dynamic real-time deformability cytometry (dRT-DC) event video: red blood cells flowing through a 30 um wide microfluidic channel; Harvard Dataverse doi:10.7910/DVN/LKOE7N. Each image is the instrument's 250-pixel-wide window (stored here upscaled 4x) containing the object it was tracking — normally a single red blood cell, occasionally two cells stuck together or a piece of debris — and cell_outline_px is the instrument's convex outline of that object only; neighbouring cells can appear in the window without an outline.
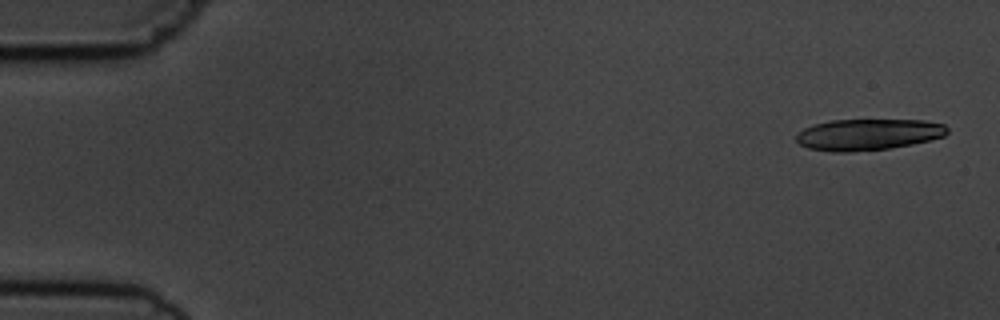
{"species": "common noctule bat (a hibernating species)", "species_latin": "Nyctalus noctula", "temperature_condition": "cold", "stored_images_in_passage": 5, "camera_frame_rate_fps": 3000, "um_per_image_px": 0.085, "animal": {"sex": "male", "body_mass_g": 19.5, "forearm_length_mm": 54.6}, "frame": {"image": 1, "passage_image": 1, "time_ms": 0.0, "image_size_px": [1000, 320], "cell_outline_px": [[948, 132], [944, 136], [912, 144], [892, 148], [852, 152], [832, 152], [808, 148], [800, 144], [796, 140], [796, 136], [804, 128], [828, 120], [924, 120], [944, 124], [948, 128]], "centroid_in_image_um": [73.8, 11.43], "position_along_channel_um": 11.2, "area_um2": 27.57}}
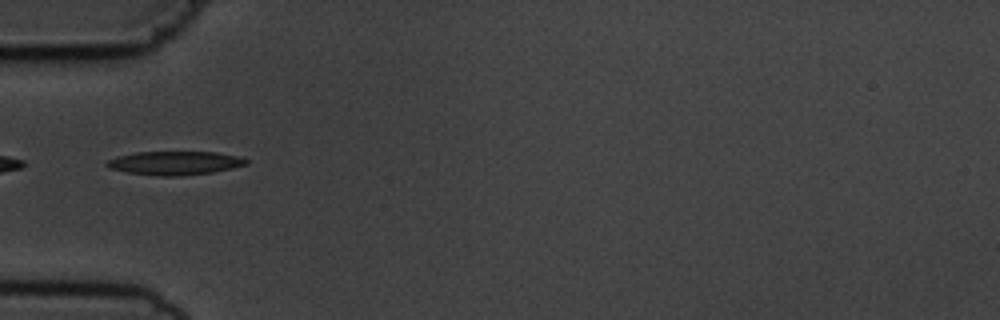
{"frame": {"image": 2, "passage_image": 5, "time_ms": 5.333, "image_size_px": [1000, 320], "cell_outline_px": [[248, 164], [232, 168], [212, 172], [180, 176], [156, 176], [128, 172], [108, 168], [104, 164], [108, 160], [116, 156], [136, 152], [216, 152], [240, 156], [248, 160]], "centroid_in_image_um": [14.85, 13.85], "position_along_channel_um": 70.2, "area_um2": 19.31}}